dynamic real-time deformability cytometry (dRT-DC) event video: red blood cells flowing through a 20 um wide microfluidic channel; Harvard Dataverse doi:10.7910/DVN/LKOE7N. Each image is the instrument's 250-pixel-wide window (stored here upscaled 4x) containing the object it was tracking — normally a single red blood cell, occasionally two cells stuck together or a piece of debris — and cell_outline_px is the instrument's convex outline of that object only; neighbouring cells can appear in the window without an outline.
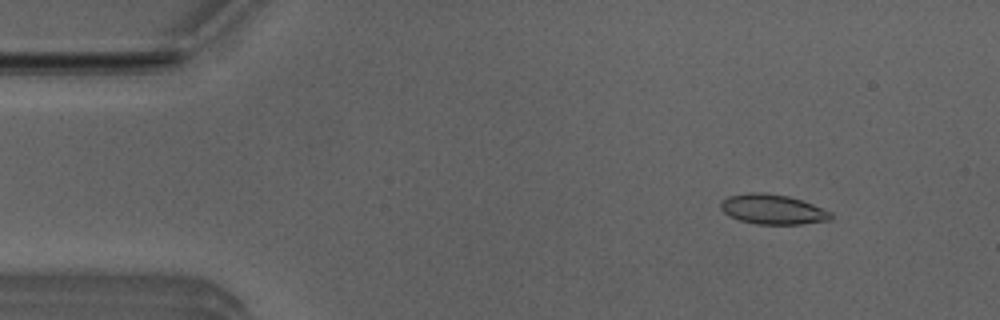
{"species": "Egyptian fruit bat (a non-hibernating species)", "species_latin": "Rousettus aegyptiacus", "temperature_condition": "room temperature", "stored_images_in_passage": 9, "camera_frame_rate_fps": 3000, "um_per_image_px": 0.085, "animal": {"sex": "male"}, "frame": {"image": 1, "passage_image": 2, "time_ms": 0.333, "image_size_px": [1000, 320], "cell_outline_px": [[832, 220], [800, 224], [756, 224], [740, 220], [728, 216], [720, 208], [720, 204], [728, 196], [748, 192], [764, 192], [788, 196], [812, 204], [832, 212]], "centroid_in_image_um": [65.67, 17.79], "position_along_channel_um": 19.3, "area_um2": 19.19}}
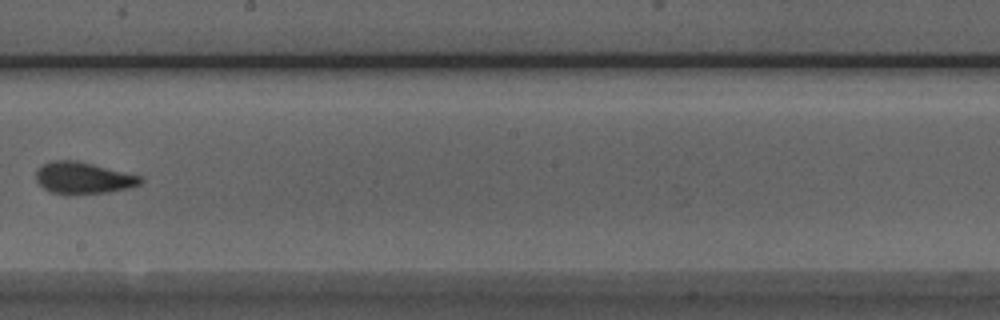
{"frame": {"image": 2, "passage_image": 8, "time_ms": 2.333, "image_size_px": [1000, 320], "cell_outline_px": [[144, 180], [140, 184], [108, 192], [68, 196], [52, 192], [44, 188], [36, 180], [36, 172], [44, 164], [52, 160], [76, 160], [140, 176]], "centroid_in_image_um": [7.03, 15.14], "position_along_channel_um": 241.2, "area_um2": 19.19}}
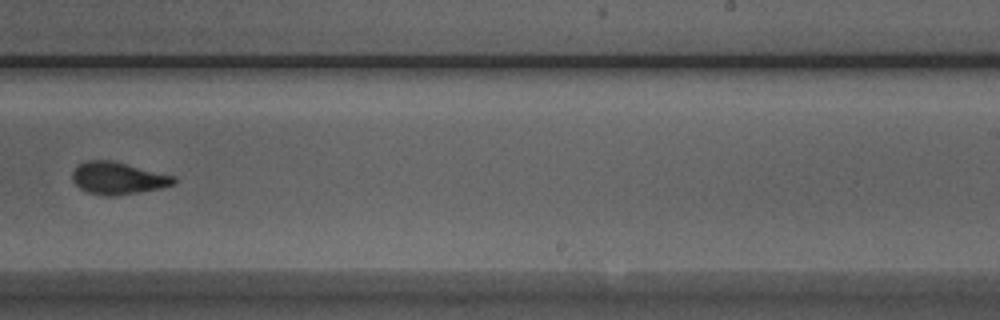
{"frame": {"image": 3, "passage_image": 9, "time_ms": 2.667, "image_size_px": [1000, 320], "cell_outline_px": [[176, 184], [160, 188], [140, 192], [116, 196], [100, 196], [88, 192], [80, 188], [72, 180], [72, 172], [76, 164], [88, 160], [112, 160], [176, 176]], "centroid_in_image_um": [10.02, 15.14], "position_along_channel_um": 279.0, "area_um2": 19.36}}